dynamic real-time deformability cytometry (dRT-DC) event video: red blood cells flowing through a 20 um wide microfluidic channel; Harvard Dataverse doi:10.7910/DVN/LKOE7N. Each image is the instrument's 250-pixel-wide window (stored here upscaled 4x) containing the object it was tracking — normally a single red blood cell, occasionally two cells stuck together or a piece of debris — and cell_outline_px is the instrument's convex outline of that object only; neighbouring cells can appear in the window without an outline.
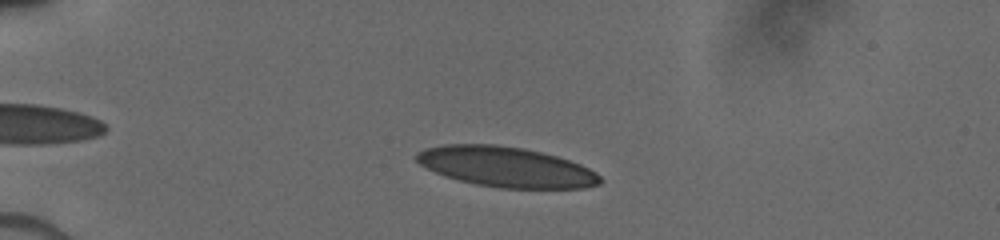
{"species": "human", "species_latin": "Homo sapiens", "temperature_condition": "cold", "stored_images_in_passage": 32, "camera_frame_rate_fps": 3000, "um_per_image_px": 0.085, "donor": {"sex": "male"}, "frame": {"image": 1, "passage_image": 5, "time_ms": 3.0, "image_size_px": [1000, 240], "cell_outline_px": [[604, 180], [600, 184], [584, 188], [500, 188], [476, 184], [444, 176], [420, 164], [412, 156], [416, 152], [424, 148], [444, 144], [496, 144], [524, 148], [556, 156], [580, 164], [596, 172]], "centroid_in_image_um": [43.0, 14.18], "position_along_channel_um": 42.0, "area_um2": 43.12}}
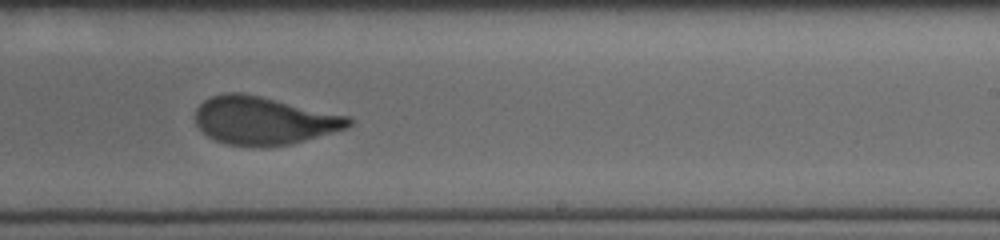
{"frame": {"image": 2, "passage_image": 20, "time_ms": 9.667, "image_size_px": [1000, 240], "cell_outline_px": [[352, 124], [344, 128], [332, 132], [292, 144], [264, 148], [224, 144], [208, 136], [196, 124], [196, 108], [204, 100], [212, 96], [228, 92], [240, 92], [260, 96], [348, 116], [352, 120]], "centroid_in_image_um": [22.39, 10.26], "position_along_channel_um": 266.6, "area_um2": 42.71}}
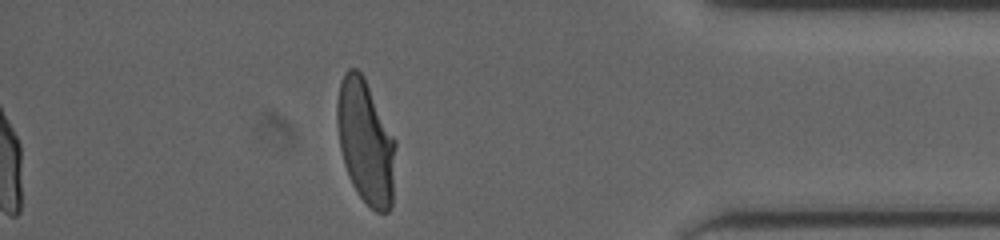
{"frame": {"image": 3, "passage_image": 32, "time_ms": 13.667, "image_size_px": [1000, 240], "cell_outline_px": [[396, 144], [392, 208], [388, 212], [376, 212], [360, 196], [352, 184], [348, 176], [344, 164], [340, 148], [336, 124], [336, 104], [340, 80], [344, 72], [348, 68], [356, 68], [364, 76], [396, 140]], "centroid_in_image_um": [31.07, 12.03], "position_along_channel_um": 404.1, "area_um2": 42.71}}